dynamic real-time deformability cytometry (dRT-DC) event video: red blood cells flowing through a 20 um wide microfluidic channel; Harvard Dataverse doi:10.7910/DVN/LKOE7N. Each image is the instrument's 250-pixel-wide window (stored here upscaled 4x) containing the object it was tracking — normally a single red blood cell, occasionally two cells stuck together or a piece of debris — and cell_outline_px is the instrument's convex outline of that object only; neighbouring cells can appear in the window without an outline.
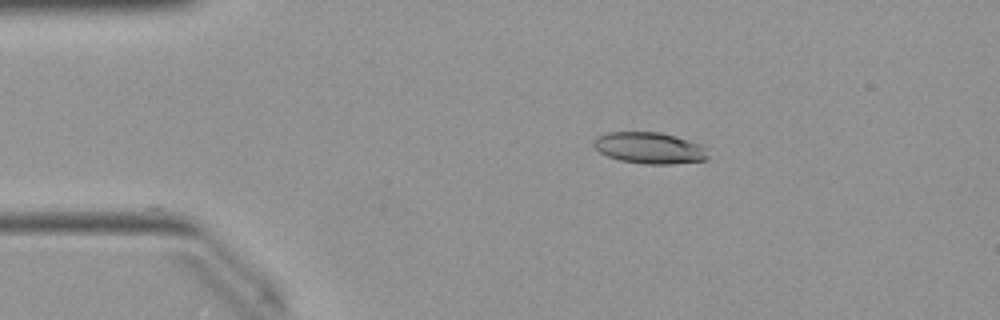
{"species": "Egyptian fruit bat (a non-hibernating species)", "species_latin": "Rousettus aegyptiacus", "temperature_condition": "warm", "stored_images_in_passage": 8, "camera_frame_rate_fps": 3000, "um_per_image_px": 0.085, "animal": {"sex": "female"}, "frame": {"image": 1, "passage_image": 1, "time_ms": 0.0, "image_size_px": [1000, 320], "cell_outline_px": [[708, 160], [672, 164], [644, 164], [620, 160], [608, 156], [600, 152], [592, 144], [592, 140], [596, 136], [608, 132], [660, 132], [676, 136], [688, 140], [704, 148], [708, 156]], "centroid_in_image_um": [55.16, 12.58], "position_along_channel_um": 29.8, "area_um2": 20.87}}
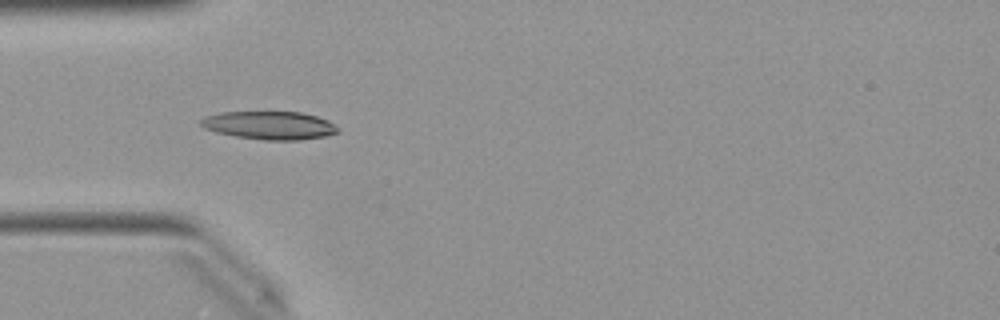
{"frame": {"image": 2, "passage_image": 7, "time_ms": 2.0, "image_size_px": [1000, 320], "cell_outline_px": [[340, 132], [324, 136], [300, 140], [264, 140], [236, 136], [216, 132], [204, 128], [200, 124], [200, 120], [204, 116], [220, 112], [300, 112], [316, 116], [328, 120], [340, 128]], "centroid_in_image_um": [22.92, 10.65], "position_along_channel_um": 62.1, "area_um2": 22.54}}